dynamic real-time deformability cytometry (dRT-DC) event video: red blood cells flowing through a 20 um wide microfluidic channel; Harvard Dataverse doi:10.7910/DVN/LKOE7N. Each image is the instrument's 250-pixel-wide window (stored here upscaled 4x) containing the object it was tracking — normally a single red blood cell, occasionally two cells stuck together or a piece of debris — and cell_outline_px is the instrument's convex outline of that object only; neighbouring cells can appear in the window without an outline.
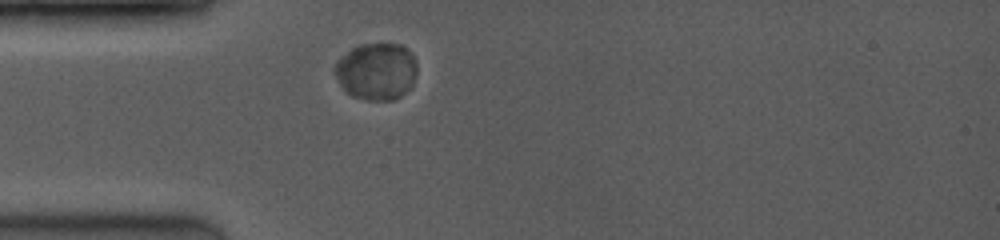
{"species": "common noctule bat (a hibernating species)", "species_latin": "Nyctalus noctula", "temperature_condition": "room temperature", "stored_images_in_passage": 1, "camera_frame_rate_fps": 3500, "um_per_image_px": 0.085, "animal": {"sex": "female", "body_mass_g": 19.0, "forearm_length_mm": 53.3}, "frame": {"image": 1, "passage_image": 1, "time_ms": 0.0, "image_size_px": [1000, 240], "cell_outline_px": [[416, 72], [412, 84], [400, 96], [392, 100], [364, 100], [352, 96], [344, 92], [332, 68], [336, 60], [352, 48], [360, 44], [400, 44], [408, 48], [416, 64]], "centroid_in_image_um": [31.95, 6.06], "position_along_channel_um": 53.1, "area_um2": 27.46}}